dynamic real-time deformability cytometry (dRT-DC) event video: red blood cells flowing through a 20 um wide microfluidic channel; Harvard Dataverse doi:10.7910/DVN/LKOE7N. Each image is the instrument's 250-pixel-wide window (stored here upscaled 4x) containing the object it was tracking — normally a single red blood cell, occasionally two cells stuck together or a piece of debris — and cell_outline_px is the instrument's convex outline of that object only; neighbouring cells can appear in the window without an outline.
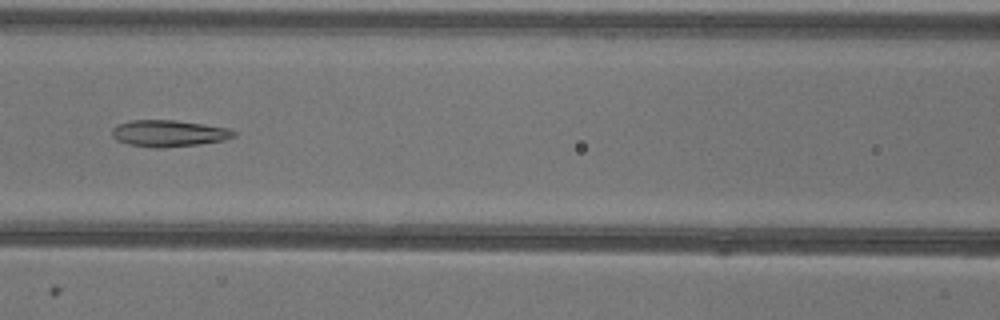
{"species": "common noctule bat (a hibernating species)", "species_latin": "Nyctalus noctula", "temperature_condition": "warm", "stored_images_in_passage": 52, "camera_frame_rate_fps": 3000, "um_per_image_px": 0.085, "animal": {"sex": "female"}, "frame": {"image": 1, "passage_image": 23, "time_ms": 7.333, "image_size_px": [1000, 320], "cell_outline_px": [[236, 136], [224, 140], [200, 144], [160, 148], [152, 148], [128, 144], [116, 140], [112, 136], [112, 128], [116, 124], [132, 120], [176, 120], [204, 124], [228, 128], [236, 132]], "centroid_in_image_um": [14.33, 11.33], "position_along_channel_um": 152.3, "area_um2": 19.02}}
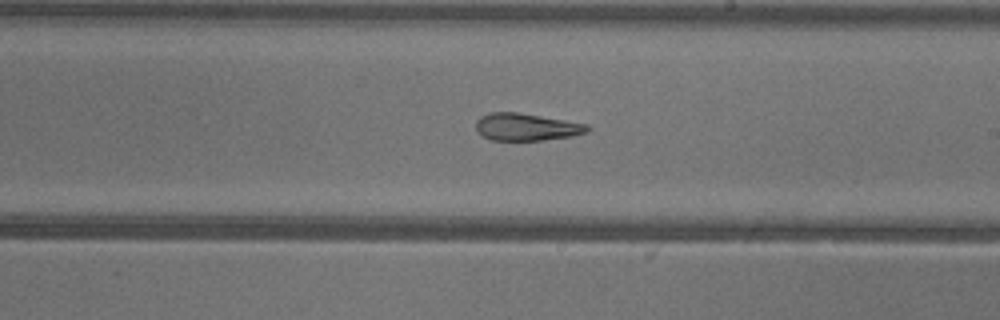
{"frame": {"image": 2, "passage_image": 30, "time_ms": 9.667, "image_size_px": [1000, 320], "cell_outline_px": [[588, 132], [572, 136], [544, 140], [492, 140], [480, 136], [476, 128], [476, 120], [480, 116], [488, 112], [516, 112], [588, 124]], "centroid_in_image_um": [44.69, 10.79], "position_along_channel_um": 244.3, "area_um2": 17.74}}
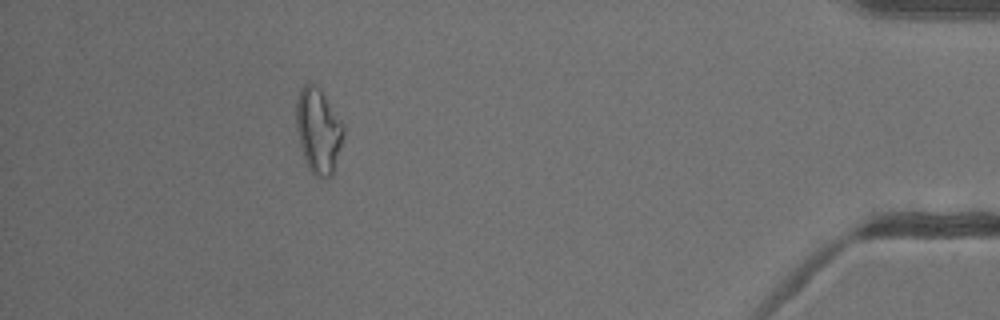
{"frame": {"image": 3, "passage_image": 47, "time_ms": 15.333, "image_size_px": [1000, 320], "cell_outline_px": [[344, 132], [332, 176], [324, 180], [316, 176], [308, 168], [300, 144], [296, 128], [296, 100], [300, 88], [304, 84], [312, 84], [320, 88], [344, 124]], "centroid_in_image_um": [27.05, 11.1], "position_along_channel_um": 408.1, "area_um2": 23.41}, "authors_computed_cell_mechanics": {"area_um2": 21.5016, "velocity_mm_per_s": 3.9655, "shape_relaxation_time_tau1_ms": null, "shape_relaxation_time_tau2_ms": 3.6713, "deformation_change_tau1": null, "deformation_change_tau2": 0.1418}}